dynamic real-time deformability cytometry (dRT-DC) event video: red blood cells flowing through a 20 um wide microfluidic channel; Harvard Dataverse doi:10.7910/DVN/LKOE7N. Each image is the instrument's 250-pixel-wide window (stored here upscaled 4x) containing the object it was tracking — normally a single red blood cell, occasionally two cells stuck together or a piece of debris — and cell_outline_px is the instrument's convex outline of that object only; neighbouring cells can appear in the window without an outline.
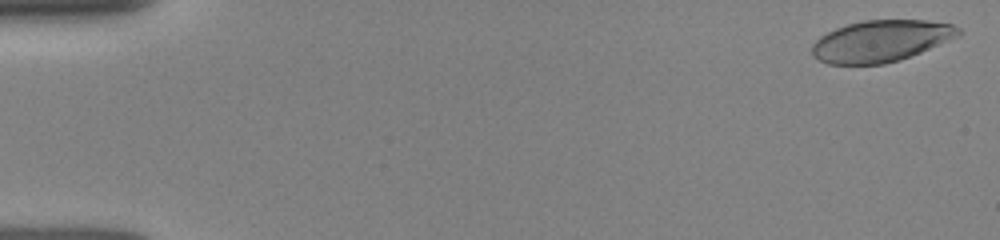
{"species": "human", "species_latin": "Homo sapiens", "temperature_condition": "room temperature", "stored_images_in_passage": 30, "camera_frame_rate_fps": 3000, "um_per_image_px": 0.085, "donor": {"sex": "female"}, "frame": {"image": 1, "passage_image": 1, "time_ms": 0.0, "image_size_px": [1000, 240], "cell_outline_px": [[964, 32], [960, 36], [900, 60], [884, 64], [828, 64], [812, 56], [812, 44], [820, 36], [836, 28], [848, 24], [864, 20], [928, 20], [952, 24], [960, 28]], "centroid_in_image_um": [74.9, 3.48], "position_along_channel_um": 10.1, "area_um2": 35.55}}
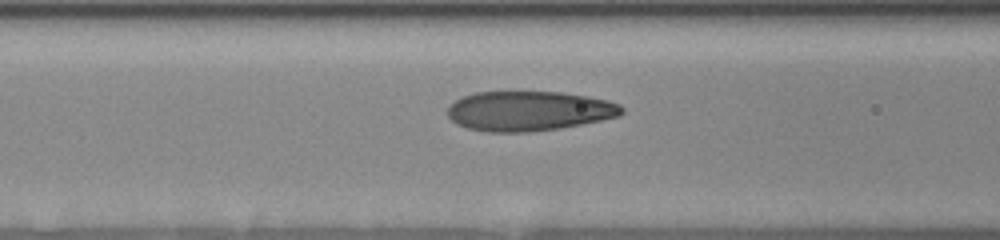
{"frame": {"image": 2, "passage_image": 22, "time_ms": 6.333, "image_size_px": [1000, 240], "cell_outline_px": [[624, 112], [620, 116], [560, 128], [528, 132], [488, 132], [468, 128], [456, 124], [448, 116], [448, 104], [464, 96], [476, 92], [560, 92], [588, 96], [608, 100], [620, 104], [624, 108]], "centroid_in_image_um": [44.96, 9.43], "position_along_channel_um": 121.6, "area_um2": 40.4}}
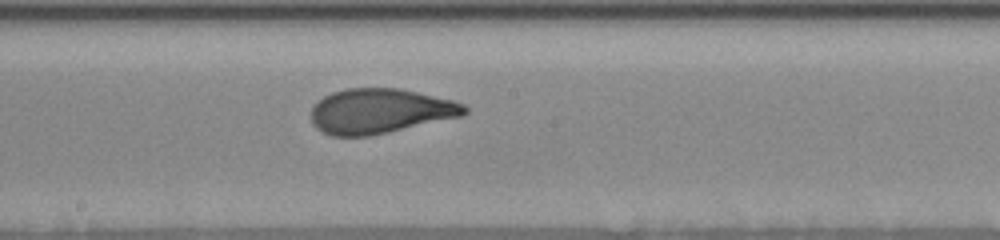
{"frame": {"image": 3, "passage_image": 30, "time_ms": 8.667, "image_size_px": [1000, 240], "cell_outline_px": [[468, 112], [464, 116], [388, 132], [368, 136], [332, 136], [316, 128], [312, 124], [312, 108], [324, 96], [332, 92], [348, 88], [400, 88], [452, 100], [464, 104], [468, 108]], "centroid_in_image_um": [32.33, 9.44], "position_along_channel_um": 215.9, "area_um2": 40.06}}